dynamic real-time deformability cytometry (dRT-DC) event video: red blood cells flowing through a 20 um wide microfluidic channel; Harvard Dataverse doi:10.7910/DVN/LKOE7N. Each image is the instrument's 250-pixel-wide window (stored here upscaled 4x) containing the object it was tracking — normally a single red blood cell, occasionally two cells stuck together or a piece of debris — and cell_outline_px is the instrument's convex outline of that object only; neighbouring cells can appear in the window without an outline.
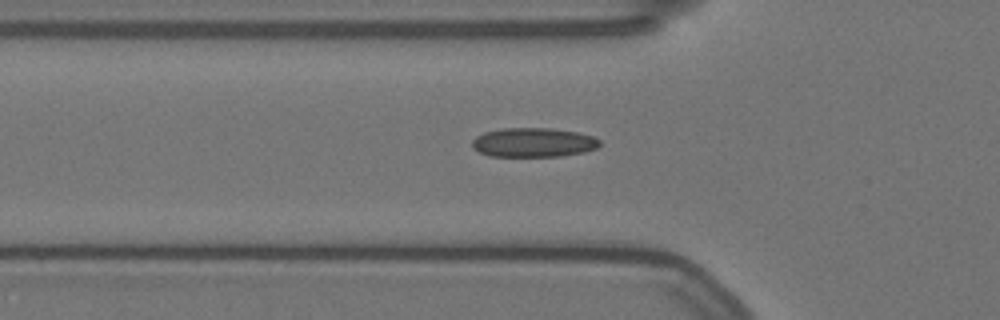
{"species": "Egyptian fruit bat (a non-hibernating species)", "species_latin": "Rousettus aegyptiacus", "temperature_condition": "warm", "stored_images_in_passage": 40, "camera_frame_rate_fps": 3000, "um_per_image_px": 0.085, "animal": {"sex": "female"}, "frame": {"image": 1, "passage_image": 2, "time_ms": 0.333, "image_size_px": [1000, 320], "cell_outline_px": [[600, 144], [596, 148], [584, 152], [560, 156], [492, 156], [480, 152], [472, 148], [472, 140], [476, 136], [484, 132], [504, 128], [548, 128], [576, 132], [592, 136], [600, 140]], "centroid_in_image_um": [45.32, 12.11], "position_along_channel_um": 80.5, "area_um2": 21.62}}
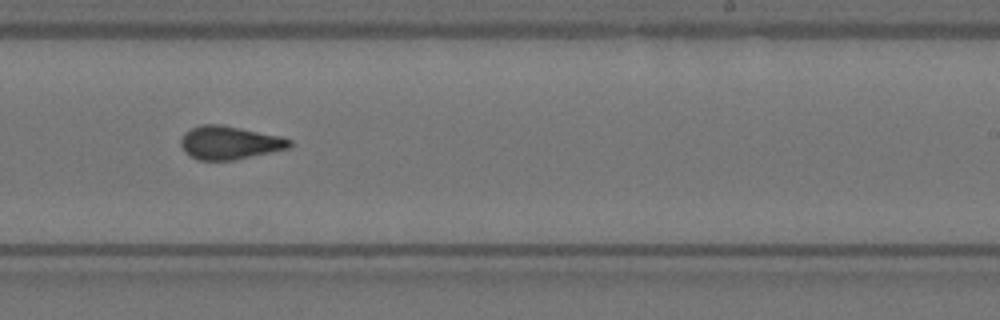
{"frame": {"image": 2, "passage_image": 18, "time_ms": 5.667, "image_size_px": [1000, 320], "cell_outline_px": [[292, 144], [288, 148], [236, 160], [196, 160], [188, 156], [184, 152], [180, 144], [180, 140], [184, 132], [200, 124], [220, 124], [280, 136], [292, 140]], "centroid_in_image_um": [19.46, 12.14], "position_along_channel_um": 269.5, "area_um2": 21.21}}
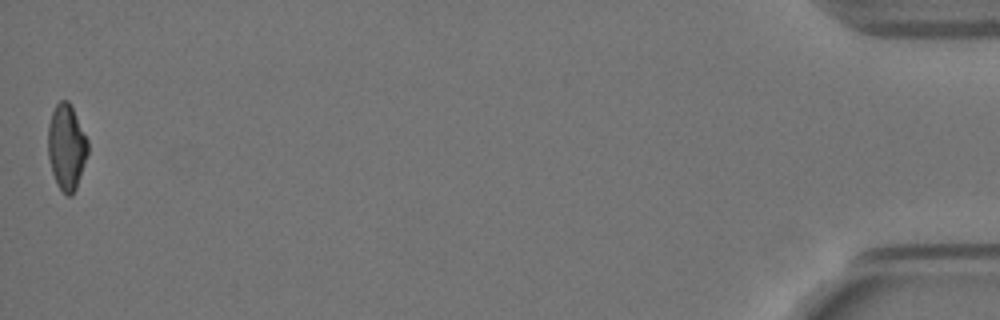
{"frame": {"image": 3, "passage_image": 40, "time_ms": 13.0, "image_size_px": [1000, 320], "cell_outline_px": [[88, 152], [76, 188], [72, 196], [68, 196], [56, 184], [52, 172], [48, 156], [48, 124], [52, 112], [56, 104], [60, 100], [68, 100], [88, 140]], "centroid_in_image_um": [5.64, 12.5], "position_along_channel_um": 429.6, "area_um2": 19.71}, "authors_computed_cell_mechanics": {"area_um2": 20.7791, "velocity_mm_per_s": 3.5209, "shape_relaxation_time_tau1_ms": null, "shape_relaxation_time_tau2_ms": 1.7507, "deformation_change_tau1": null, "deformation_change_tau2": 0.0848}}